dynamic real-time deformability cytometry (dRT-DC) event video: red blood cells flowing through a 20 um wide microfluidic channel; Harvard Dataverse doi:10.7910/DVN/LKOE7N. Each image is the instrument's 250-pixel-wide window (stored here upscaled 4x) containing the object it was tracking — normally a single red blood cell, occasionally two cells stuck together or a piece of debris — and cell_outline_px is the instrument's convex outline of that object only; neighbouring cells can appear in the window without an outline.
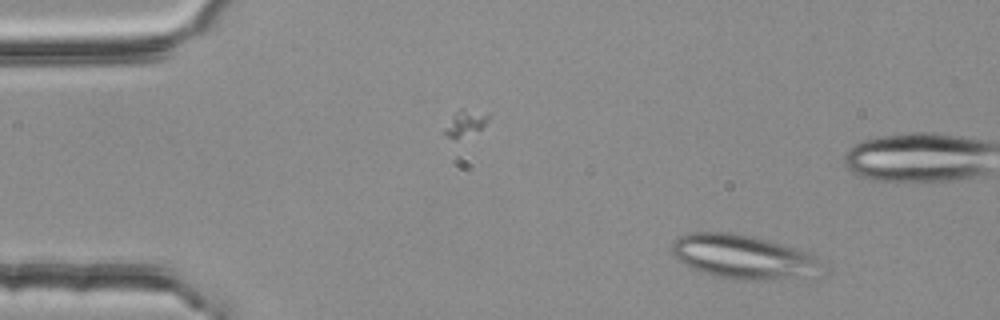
{"species": "common noctule bat (a hibernating species)", "species_latin": "Nyctalus noctula", "temperature_condition": "room temperature", "stored_images_in_passage": 3, "camera_frame_rate_fps": 3000, "um_per_image_px": 0.085, "animal": {"sex": "female", "body_mass_g": 25.1}, "frame": {"image": 1, "passage_image": 1, "time_ms": 0.0, "image_size_px": [1000, 320], "cell_outline_px": [[832, 268], [772, 280], [740, 280], [716, 276], [704, 272], [684, 264], [672, 252], [672, 244], [680, 236], [692, 232], [732, 232], [752, 236], [768, 240], [808, 252], [832, 264]], "centroid_in_image_um": [63.24, 21.81], "position_along_channel_um": 21.8, "area_um2": 38.21}}